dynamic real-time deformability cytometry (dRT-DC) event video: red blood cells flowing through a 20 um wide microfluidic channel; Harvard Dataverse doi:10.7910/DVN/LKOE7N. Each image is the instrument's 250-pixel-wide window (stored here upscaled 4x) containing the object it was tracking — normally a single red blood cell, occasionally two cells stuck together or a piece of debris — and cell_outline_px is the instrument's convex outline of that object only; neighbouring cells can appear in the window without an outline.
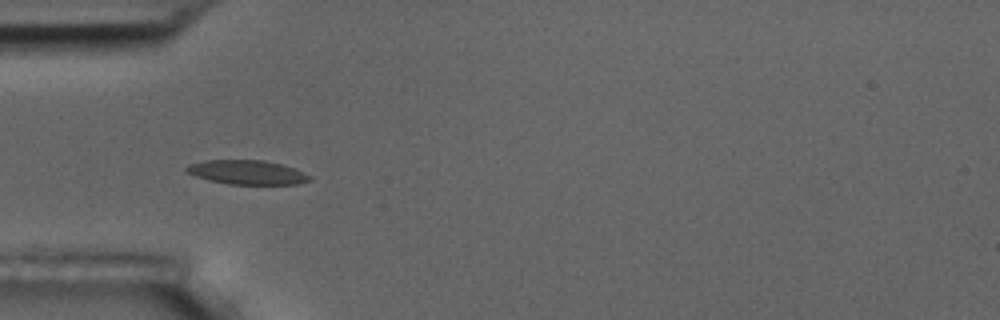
{"species": "common noctule bat (a hibernating species)", "species_latin": "Nyctalus noctula", "temperature_condition": "room temperature", "stored_images_in_passage": 9, "camera_frame_rate_fps": 3000, "um_per_image_px": 0.085, "animal": {"sex": "male", "body_mass_g": 17.5, "forearm_length_mm": 52.3}, "frame": {"image": 1, "passage_image": 6, "time_ms": 5.667, "image_size_px": [1000, 320], "cell_outline_px": [[312, 180], [296, 184], [228, 184], [208, 180], [184, 172], [184, 168], [188, 164], [204, 160], [264, 160], [280, 164], [292, 168], [312, 176]], "centroid_in_image_um": [20.95, 14.64], "position_along_channel_um": 64.1, "area_um2": 17.4}}
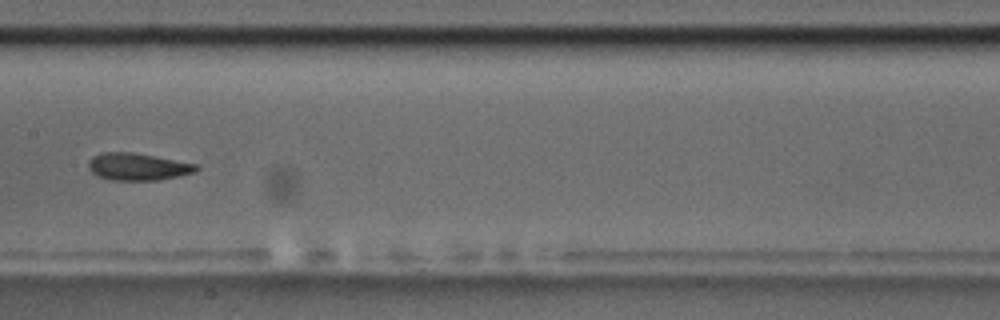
{"frame": {"image": 2, "passage_image": 9, "time_ms": 9.333, "image_size_px": [1000, 320], "cell_outline_px": [[200, 168], [196, 172], [180, 176], [160, 180], [112, 180], [96, 176], [88, 168], [88, 160], [92, 156], [100, 152], [132, 152], [156, 156], [196, 164]], "centroid_in_image_um": [11.7, 14.17], "position_along_channel_um": 195.7, "area_um2": 17.34}}